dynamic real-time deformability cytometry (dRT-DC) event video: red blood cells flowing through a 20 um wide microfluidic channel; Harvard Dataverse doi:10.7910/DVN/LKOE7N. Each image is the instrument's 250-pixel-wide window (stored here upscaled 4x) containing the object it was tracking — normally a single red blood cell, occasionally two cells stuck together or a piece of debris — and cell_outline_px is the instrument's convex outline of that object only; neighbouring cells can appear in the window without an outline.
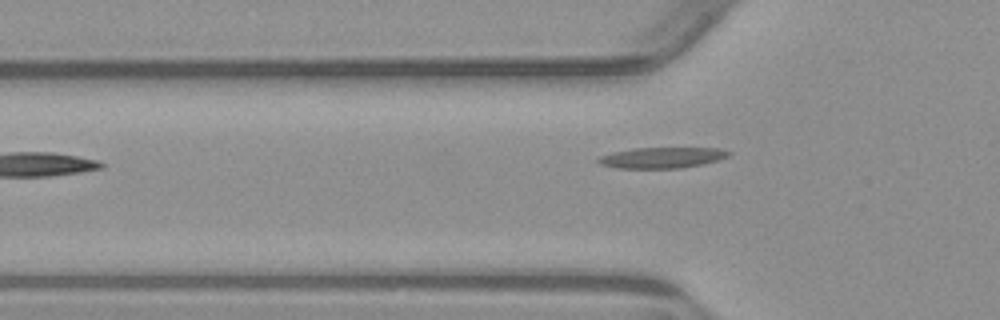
{"species": "common noctule bat (a hibernating species)", "species_latin": "Nyctalus noctula", "temperature_condition": "warm", "stored_images_in_passage": 7, "camera_frame_rate_fps": 3000, "um_per_image_px": 0.085, "animal": {"sex": "male", "body_mass_g": 23.1, "forearm_length_mm": 52.7}, "frame": {"image": 1, "passage_image": 6, "time_ms": 6.0, "image_size_px": [1000, 320], "cell_outline_px": [[732, 152], [728, 156], [704, 164], [680, 168], [620, 168], [600, 164], [596, 160], [600, 156], [612, 152], [636, 148], [720, 148]], "centroid_in_image_um": [56.27, 13.4], "position_along_channel_um": 69.5, "area_um2": 15.72}}
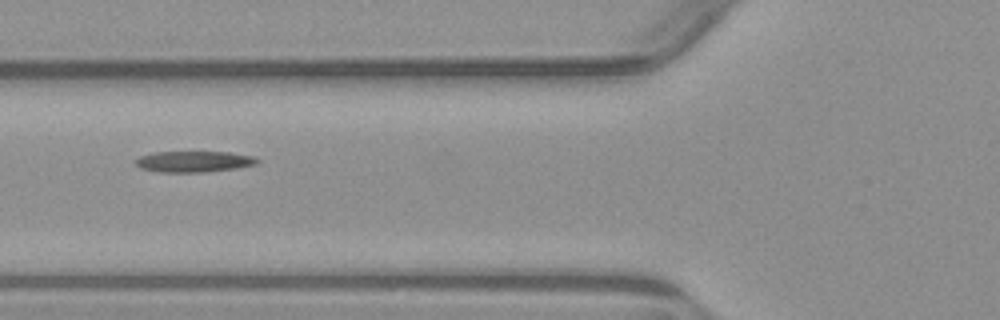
{"frame": {"image": 2, "passage_image": 7, "time_ms": 7.0, "image_size_px": [1000, 320], "cell_outline_px": [[260, 160], [256, 164], [236, 168], [204, 172], [160, 172], [140, 168], [132, 160], [140, 156], [152, 152], [228, 152], [252, 156]], "centroid_in_image_um": [16.43, 13.73], "position_along_channel_um": 109.4, "area_um2": 14.91}}